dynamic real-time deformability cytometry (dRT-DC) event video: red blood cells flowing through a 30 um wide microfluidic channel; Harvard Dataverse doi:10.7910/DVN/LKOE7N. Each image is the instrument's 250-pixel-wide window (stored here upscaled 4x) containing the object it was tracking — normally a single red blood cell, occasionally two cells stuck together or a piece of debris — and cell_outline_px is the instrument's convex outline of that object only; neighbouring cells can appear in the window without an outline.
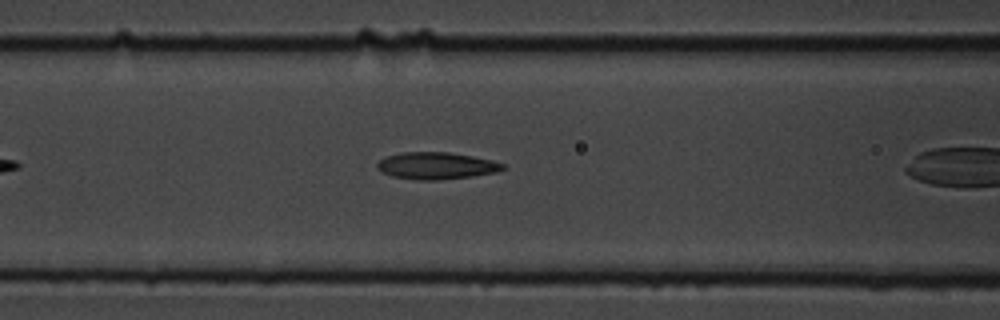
{"species": "common noctule bat (a hibernating species)", "species_latin": "Nyctalus noctula", "temperature_condition": "cold", "stored_images_in_passage": 8, "camera_frame_rate_fps": 3000, "um_per_image_px": 0.085, "animal": {"sex": "male", "body_mass_g": 19.5, "forearm_length_mm": 54.6}, "frame": {"image": 1, "passage_image": 6, "time_ms": 1.667, "image_size_px": [1000, 320], "cell_outline_px": [[504, 168], [496, 172], [472, 176], [436, 180], [420, 180], [392, 176], [380, 172], [376, 168], [376, 164], [380, 160], [388, 156], [404, 152], [448, 152], [472, 156], [492, 160], [504, 164]], "centroid_in_image_um": [37.06, 14.09], "position_along_channel_um": 129.5, "area_um2": 19.59}}